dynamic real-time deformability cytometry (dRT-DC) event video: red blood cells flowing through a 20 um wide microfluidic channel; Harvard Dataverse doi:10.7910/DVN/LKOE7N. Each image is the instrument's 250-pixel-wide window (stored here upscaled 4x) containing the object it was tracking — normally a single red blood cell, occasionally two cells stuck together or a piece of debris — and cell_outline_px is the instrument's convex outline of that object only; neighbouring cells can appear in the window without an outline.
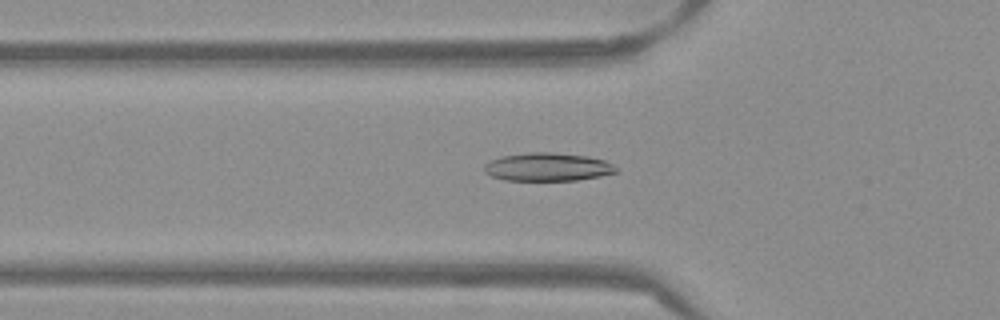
{"species": "Egyptian fruit bat (a non-hibernating species)", "species_latin": "Rousettus aegyptiacus", "temperature_condition": "warm", "stored_images_in_passage": 52, "camera_frame_rate_fps": 3000, "um_per_image_px": 0.085, "frame": {"image": 1, "passage_image": 18, "time_ms": 5.667, "image_size_px": [1000, 320], "cell_outline_px": [[620, 168], [616, 172], [600, 176], [576, 180], [504, 180], [492, 176], [484, 172], [484, 164], [488, 160], [500, 156], [532, 152], [548, 152], [588, 156], [604, 160]], "centroid_in_image_um": [46.53, 14.19], "position_along_channel_um": 79.3, "area_um2": 21.73}}
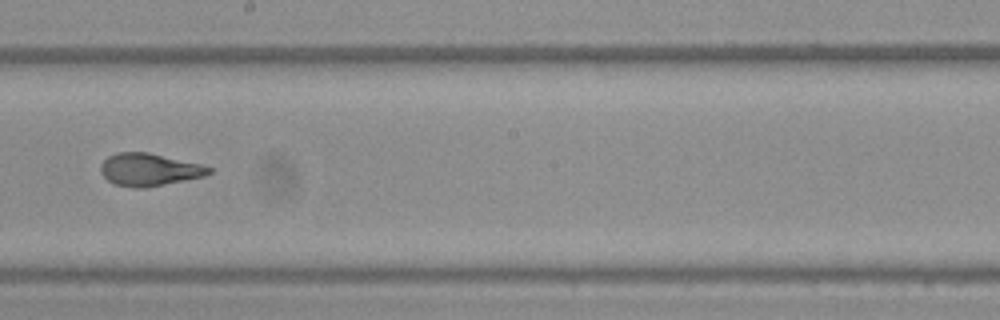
{"frame": {"image": 2, "passage_image": 30, "time_ms": 9.667, "image_size_px": [1000, 320], "cell_outline_px": [[212, 172], [204, 176], [144, 188], [132, 188], [112, 184], [100, 172], [100, 164], [108, 156], [116, 152], [148, 152], [200, 164], [212, 168]], "centroid_in_image_um": [12.63, 14.42], "position_along_channel_um": 235.6, "area_um2": 20.52}}
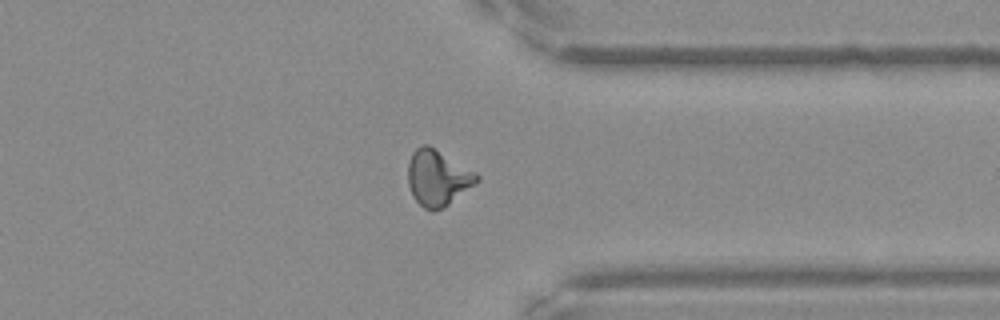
{"frame": {"image": 3, "passage_image": 41, "time_ms": 13.333, "image_size_px": [1000, 320], "cell_outline_px": [[480, 180], [476, 184], [444, 208], [432, 212], [424, 208], [412, 196], [408, 184], [408, 164], [412, 152], [416, 148], [424, 144], [428, 144], [476, 172], [480, 176]], "centroid_in_image_um": [37.21, 15.13], "position_along_channel_um": 374.2, "area_um2": 22.6}, "authors_computed_cell_mechanics": {"area_um2": 21.3282, "velocity_mm_per_s": 3.8808, "shape_relaxation_time_tau1_ms": 3.9357, "shape_relaxation_time_tau2_ms": 1.2277, "deformation_change_tau1": 0.1544, "deformation_change_tau2": 0.0811}}